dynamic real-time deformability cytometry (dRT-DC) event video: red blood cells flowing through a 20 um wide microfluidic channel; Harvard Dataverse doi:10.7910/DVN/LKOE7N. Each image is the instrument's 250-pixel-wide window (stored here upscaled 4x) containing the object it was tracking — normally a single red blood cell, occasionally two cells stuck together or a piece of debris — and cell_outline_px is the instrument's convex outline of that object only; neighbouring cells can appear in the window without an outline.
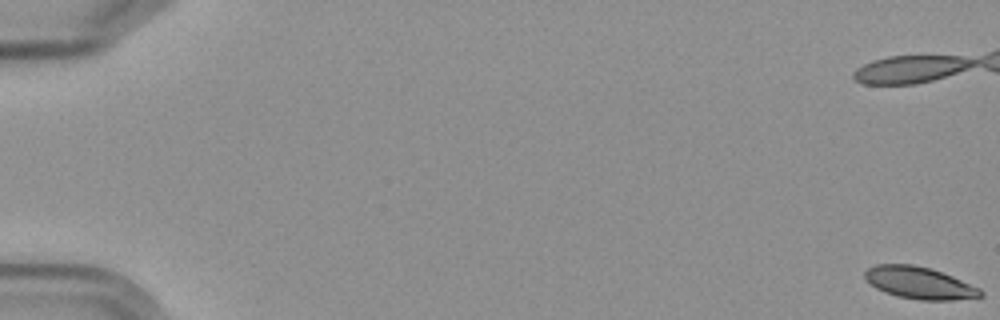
{"species": "Egyptian fruit bat (a non-hibernating species)", "species_latin": "Rousettus aegyptiacus", "temperature_condition": "cold", "stored_images_in_passage": 17, "camera_frame_rate_fps": 3000, "um_per_image_px": 0.085, "frame": {"image": 1, "passage_image": 1, "time_ms": 0.0, "image_size_px": [1000, 320], "cell_outline_px": [[984, 296], [952, 300], [920, 300], [900, 296], [884, 292], [876, 288], [864, 276], [864, 272], [868, 268], [876, 264], [912, 264], [932, 268], [952, 276], [980, 288], [984, 292]], "centroid_in_image_um": [78.17, 24.04], "position_along_channel_um": 6.8, "area_um2": 21.5}}
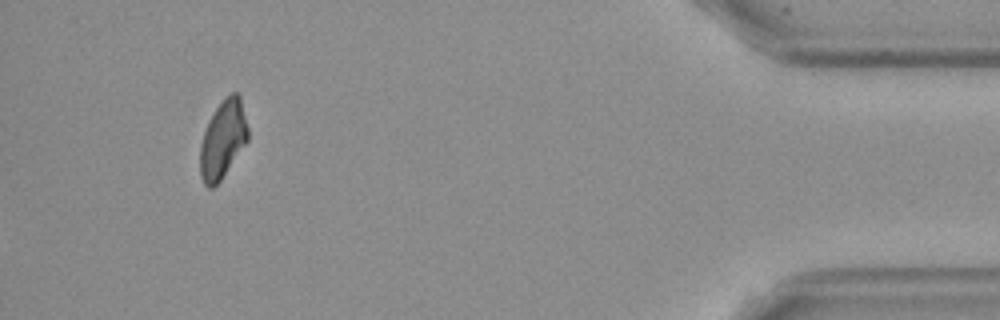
{"frame": {"image": 2, "passage_image": 17, "time_ms": 20.0, "image_size_px": [1000, 320], "cell_outline_px": [[248, 140], [220, 180], [212, 188], [208, 188], [204, 184], [200, 176], [200, 144], [208, 120], [224, 96], [232, 92], [236, 92], [240, 96], [248, 128]], "centroid_in_image_um": [18.93, 11.83], "position_along_channel_um": 416.3, "area_um2": 21.62}, "authors_computed_cell_mechanics": {"area_um2": 23.0622, "velocity_mm_per_s": 3.5672, "shape_relaxation_time_tau1_ms": 1.5783, "shape_relaxation_time_tau2_ms": null, "deformation_change_tau1": 0.0758, "deformation_change_tau2": null}}